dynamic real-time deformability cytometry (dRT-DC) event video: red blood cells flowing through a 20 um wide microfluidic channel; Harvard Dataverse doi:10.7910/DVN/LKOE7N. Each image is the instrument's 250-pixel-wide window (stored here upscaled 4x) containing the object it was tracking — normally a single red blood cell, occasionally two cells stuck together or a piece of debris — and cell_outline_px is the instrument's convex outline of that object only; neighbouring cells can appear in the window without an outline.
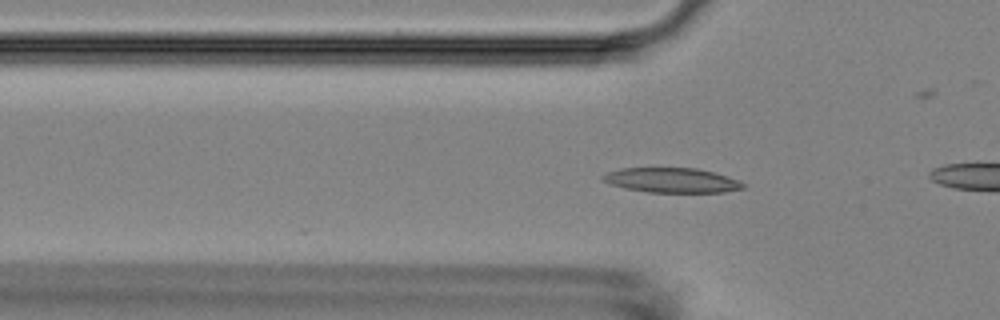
{"species": "Egyptian fruit bat (a non-hibernating species)", "species_latin": "Rousettus aegyptiacus", "temperature_condition": "room temperature", "stored_images_in_passage": 57, "camera_frame_rate_fps": 3000, "um_per_image_px": 0.085, "animal": {"sex": "female"}, "frame": {"image": 1, "passage_image": 18, "time_ms": 5.667, "image_size_px": [1000, 320], "cell_outline_px": [[744, 188], [724, 192], [648, 192], [624, 188], [600, 180], [600, 176], [608, 172], [620, 168], [696, 168], [712, 172], [740, 180], [744, 184]], "centroid_in_image_um": [57.07, 15.32], "position_along_channel_um": 68.7, "area_um2": 20.17}}
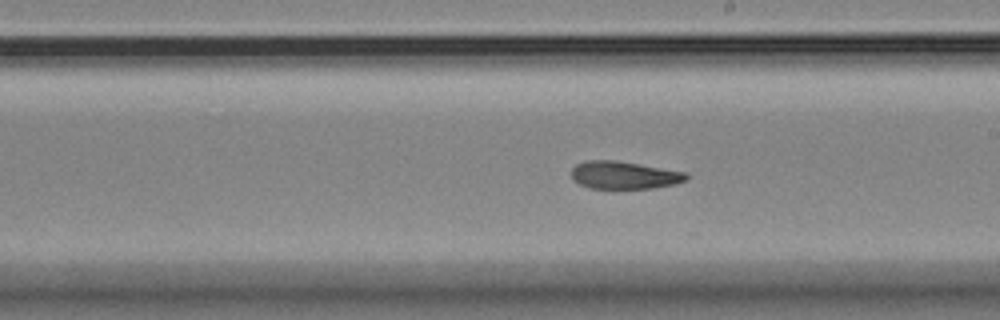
{"frame": {"image": 2, "passage_image": 32, "time_ms": 10.333, "image_size_px": [1000, 320], "cell_outline_px": [[688, 180], [676, 184], [652, 188], [588, 188], [572, 180], [572, 168], [576, 164], [584, 160], [616, 160], [688, 172]], "centroid_in_image_um": [53.07, 14.88], "position_along_channel_um": 235.9, "area_um2": 18.73}}
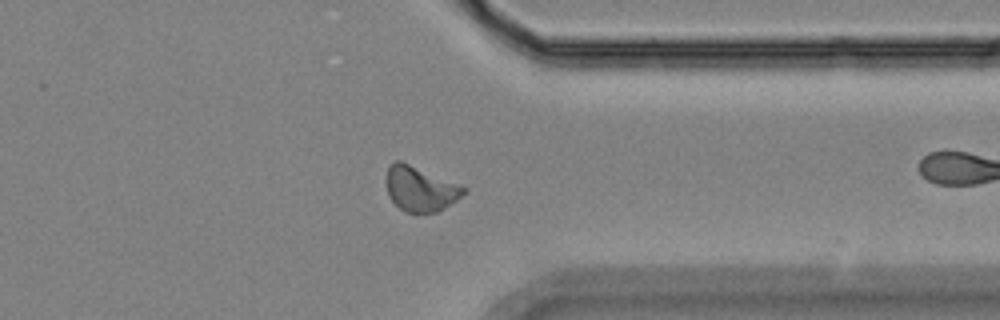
{"frame": {"image": 3, "passage_image": 44, "time_ms": 14.333, "image_size_px": [1000, 320], "cell_outline_px": [[468, 192], [444, 208], [436, 212], [404, 212], [388, 196], [388, 168], [396, 160], [400, 160], [468, 188]], "centroid_in_image_um": [35.76, 16.06], "position_along_channel_um": 375.6, "area_um2": 19.83}, "authors_computed_cell_mechanics": {"area_um2": 19.5942, "velocity_mm_per_s": 3.5635, "shape_relaxation_time_tau1_ms": 5.0225, "shape_relaxation_time_tau2_ms": 2.7841, "deformation_change_tau1": 0.1406, "deformation_change_tau2": 0.0913}}